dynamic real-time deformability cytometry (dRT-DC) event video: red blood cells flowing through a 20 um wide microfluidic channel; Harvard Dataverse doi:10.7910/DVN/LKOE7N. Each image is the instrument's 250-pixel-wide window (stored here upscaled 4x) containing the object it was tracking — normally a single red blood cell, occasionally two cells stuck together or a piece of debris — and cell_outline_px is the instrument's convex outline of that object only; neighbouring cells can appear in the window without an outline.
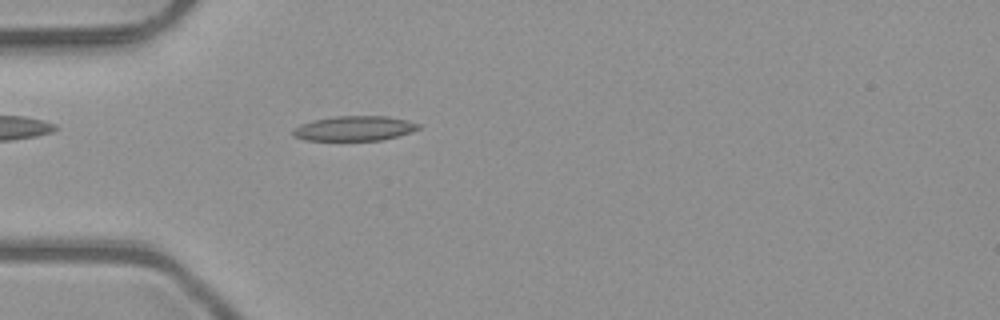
{"species": "common noctule bat (a hibernating species)", "species_latin": "Nyctalus noctula", "temperature_condition": "room temperature", "stored_images_in_passage": 2, "camera_frame_rate_fps": 3000, "um_per_image_px": 0.085, "animal": {"sex": "male", "body_mass_g": 23.1, "forearm_length_mm": 52.7}, "frame": {"image": 1, "passage_image": 2, "time_ms": 0.333, "image_size_px": [1000, 320], "cell_outline_px": [[420, 128], [412, 132], [380, 140], [304, 140], [292, 136], [292, 132], [300, 124], [312, 120], [332, 116], [388, 116], [408, 120], [420, 124]], "centroid_in_image_um": [30.12, 10.9], "position_along_channel_um": 54.9, "area_um2": 18.21}}